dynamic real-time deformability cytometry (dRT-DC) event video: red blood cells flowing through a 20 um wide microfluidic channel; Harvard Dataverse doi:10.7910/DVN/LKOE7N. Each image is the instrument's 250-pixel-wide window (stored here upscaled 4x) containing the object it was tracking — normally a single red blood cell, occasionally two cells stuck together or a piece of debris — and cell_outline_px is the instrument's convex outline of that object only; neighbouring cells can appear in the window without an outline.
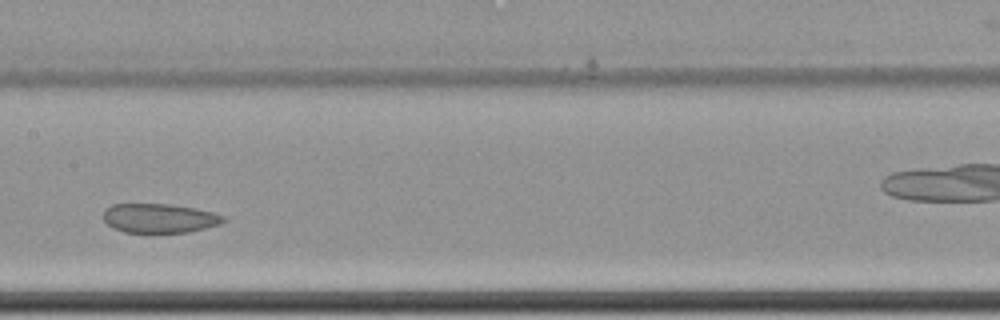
{"species": "common noctule bat (a hibernating species)", "species_latin": "Nyctalus noctula", "temperature_condition": "cold", "stored_images_in_passage": 7, "camera_frame_rate_fps": 3000, "um_per_image_px": 0.085, "animal": {"sex": "female", "body_mass_g": 22.7, "forearm_length_mm": 54.2}, "frame": {"image": 1, "passage_image": 5, "time_ms": 1.333, "image_size_px": [1000, 320], "cell_outline_px": [[224, 220], [220, 224], [188, 232], [124, 232], [112, 228], [104, 220], [104, 208], [112, 204], [168, 204], [192, 208], [212, 212], [224, 216]], "centroid_in_image_um": [13.5, 18.54], "position_along_channel_um": 193.9, "area_um2": 20.23}}
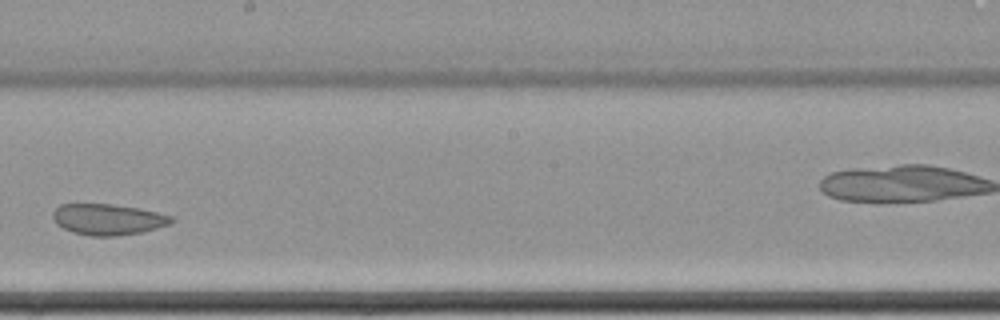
{"frame": {"image": 2, "passage_image": 6, "time_ms": 1.667, "image_size_px": [1000, 320], "cell_outline_px": [[176, 220], [172, 224], [144, 232], [116, 236], [88, 236], [72, 232], [56, 224], [52, 216], [52, 212], [60, 204], [112, 204], [140, 208], [172, 216]], "centroid_in_image_um": [9.21, 18.65], "position_along_channel_um": 239.0, "area_um2": 21.73}}